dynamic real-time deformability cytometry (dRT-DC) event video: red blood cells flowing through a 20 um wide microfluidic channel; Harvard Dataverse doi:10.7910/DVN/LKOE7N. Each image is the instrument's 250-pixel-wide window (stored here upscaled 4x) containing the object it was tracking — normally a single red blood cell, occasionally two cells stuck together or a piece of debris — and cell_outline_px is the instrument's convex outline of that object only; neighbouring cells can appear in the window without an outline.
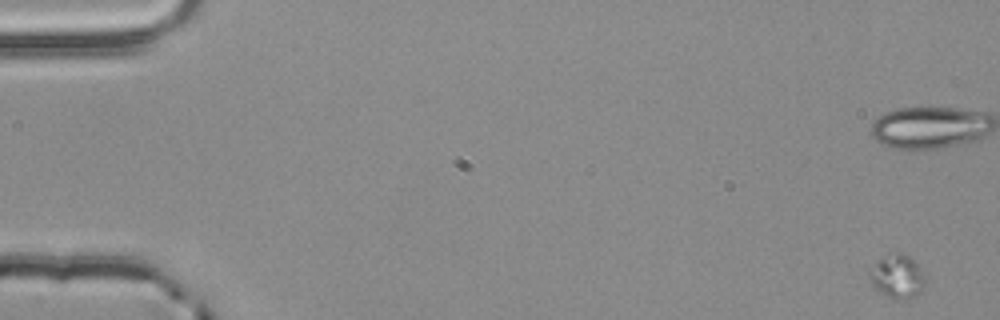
{"species": "common noctule bat (a hibernating species)", "species_latin": "Nyctalus noctula", "temperature_condition": "room temperature", "stored_images_in_passage": 4, "camera_frame_rate_fps": 3000, "um_per_image_px": 0.085, "animal": {"sex": "male", "body_mass_g": 20.4}, "frame": {"image": 1, "passage_image": 1, "time_ms": 0.0, "image_size_px": [1000, 320], "cell_outline_px": [[924, 288], [916, 296], [888, 296], [876, 288], [872, 284], [868, 276], [868, 268], [884, 256], [896, 252], [900, 252], [908, 256], [916, 264], [924, 280]], "centroid_in_image_um": [76.21, 23.44], "position_along_channel_um": 8.8, "area_um2": 13.41}}